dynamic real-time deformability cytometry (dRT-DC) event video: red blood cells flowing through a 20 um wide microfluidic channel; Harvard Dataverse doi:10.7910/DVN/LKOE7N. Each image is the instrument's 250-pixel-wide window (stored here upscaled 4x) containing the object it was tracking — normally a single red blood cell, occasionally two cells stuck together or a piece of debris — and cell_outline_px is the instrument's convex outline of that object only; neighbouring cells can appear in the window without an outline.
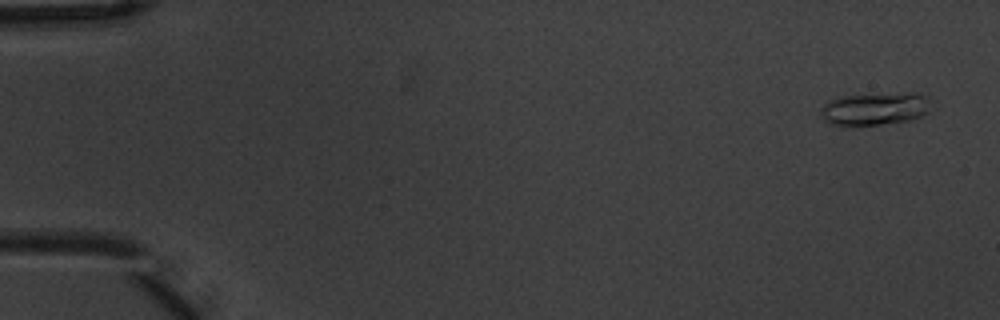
{"species": "common noctule bat (a hibernating species)", "species_latin": "Nyctalus noctula", "temperature_condition": "warm", "stored_images_in_passage": 5, "camera_frame_rate_fps": 3000, "um_per_image_px": 0.085, "animal": {"sex": "male", "body_mass_g": 20.1, "forearm_length_mm": 53.5}, "frame": {"image": 1, "passage_image": 1, "time_ms": 0.0, "image_size_px": [1000, 320], "cell_outline_px": [[928, 112], [920, 116], [908, 120], [880, 124], [848, 128], [828, 124], [820, 116], [820, 108], [828, 100], [844, 96], [912, 92], [916, 92], [924, 96]], "centroid_in_image_um": [74.21, 9.28], "position_along_channel_um": 10.8, "area_um2": 21.15}}